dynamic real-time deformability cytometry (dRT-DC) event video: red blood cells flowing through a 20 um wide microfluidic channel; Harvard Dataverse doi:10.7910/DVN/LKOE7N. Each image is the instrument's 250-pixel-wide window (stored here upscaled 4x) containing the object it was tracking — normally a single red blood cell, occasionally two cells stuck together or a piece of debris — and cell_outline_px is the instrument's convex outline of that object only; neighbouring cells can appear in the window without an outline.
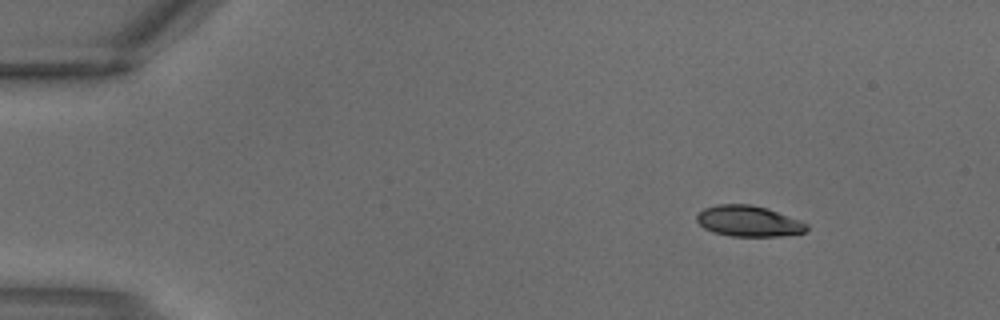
{"species": "common noctule bat (a hibernating species)", "species_latin": "Nyctalus noctula", "temperature_condition": "warm", "stored_images_in_passage": 3, "camera_frame_rate_fps": 3000, "um_per_image_px": 0.085, "animal": {"sex": "male", "body_mass_g": 18.8}, "frame": {"image": 1, "passage_image": 1, "time_ms": 0.0, "image_size_px": [1000, 320], "cell_outline_px": [[808, 228], [804, 232], [780, 236], [732, 236], [716, 232], [704, 228], [696, 220], [696, 216], [704, 208], [720, 204], [752, 204], [768, 208], [800, 220], [808, 224]], "centroid_in_image_um": [63.65, 18.78], "position_along_channel_um": 21.4, "area_um2": 19.65}}